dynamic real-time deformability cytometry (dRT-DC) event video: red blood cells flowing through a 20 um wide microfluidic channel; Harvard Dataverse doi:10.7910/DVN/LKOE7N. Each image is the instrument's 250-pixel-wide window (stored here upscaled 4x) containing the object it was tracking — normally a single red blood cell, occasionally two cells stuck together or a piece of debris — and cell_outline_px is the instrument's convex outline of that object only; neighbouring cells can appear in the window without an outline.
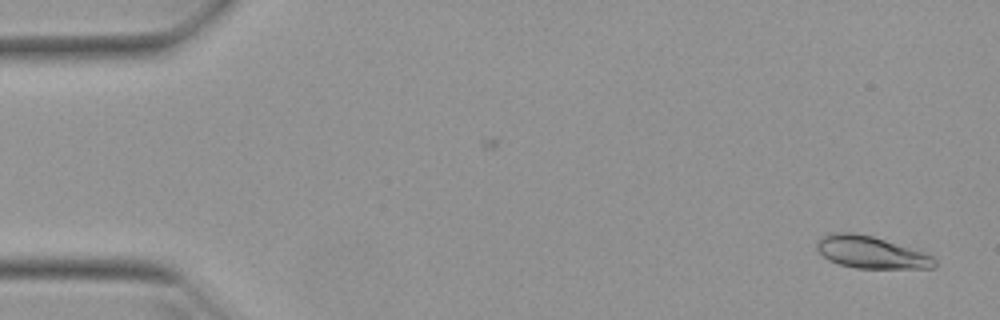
{"species": "Egyptian fruit bat (a non-hibernating species)", "species_latin": "Rousettus aegyptiacus", "temperature_condition": "warm", "stored_images_in_passage": 24, "camera_frame_rate_fps": 3000, "um_per_image_px": 0.085, "animal": {"sex": "female"}, "frame": {"image": 1, "passage_image": 1, "time_ms": 0.0, "image_size_px": [1000, 320], "cell_outline_px": [[936, 264], [932, 268], [856, 268], [840, 264], [828, 260], [816, 248], [816, 244], [820, 236], [828, 232], [852, 232], [872, 236], [924, 252], [932, 256], [936, 260]], "centroid_in_image_um": [74.0, 21.43], "position_along_channel_um": 11.0, "area_um2": 22.02}}
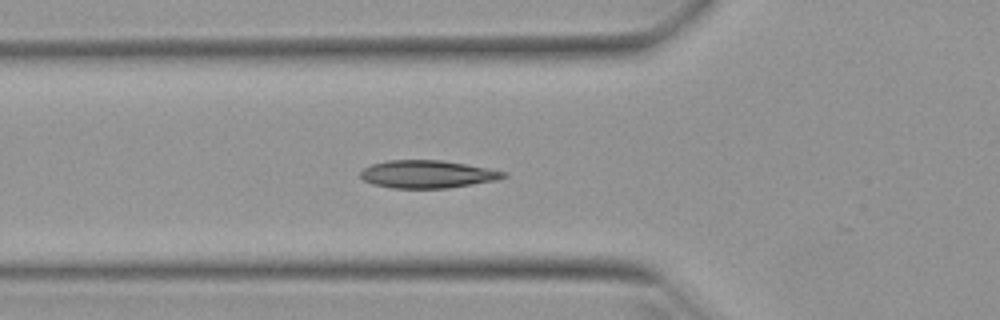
{"frame": {"image": 2, "passage_image": 17, "time_ms": 5.333, "image_size_px": [1000, 320], "cell_outline_px": [[508, 176], [496, 180], [448, 188], [392, 188], [372, 184], [364, 180], [360, 176], [360, 172], [364, 168], [372, 164], [388, 160], [440, 160], [464, 164], [508, 172]], "centroid_in_image_um": [36.32, 14.81], "position_along_channel_um": 89.5, "area_um2": 23.0}}
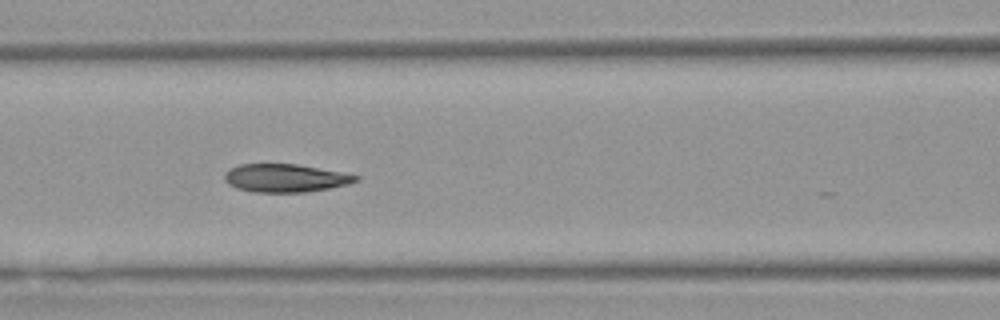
{"frame": {"image": 3, "passage_image": 21, "time_ms": 6.667, "image_size_px": [1000, 320], "cell_outline_px": [[360, 180], [348, 184], [328, 188], [304, 192], [256, 192], [236, 188], [228, 184], [224, 180], [224, 172], [228, 168], [240, 164], [296, 164], [340, 172], [360, 176]], "centroid_in_image_um": [24.2, 15.13], "position_along_channel_um": 142.4, "area_um2": 21.44}}